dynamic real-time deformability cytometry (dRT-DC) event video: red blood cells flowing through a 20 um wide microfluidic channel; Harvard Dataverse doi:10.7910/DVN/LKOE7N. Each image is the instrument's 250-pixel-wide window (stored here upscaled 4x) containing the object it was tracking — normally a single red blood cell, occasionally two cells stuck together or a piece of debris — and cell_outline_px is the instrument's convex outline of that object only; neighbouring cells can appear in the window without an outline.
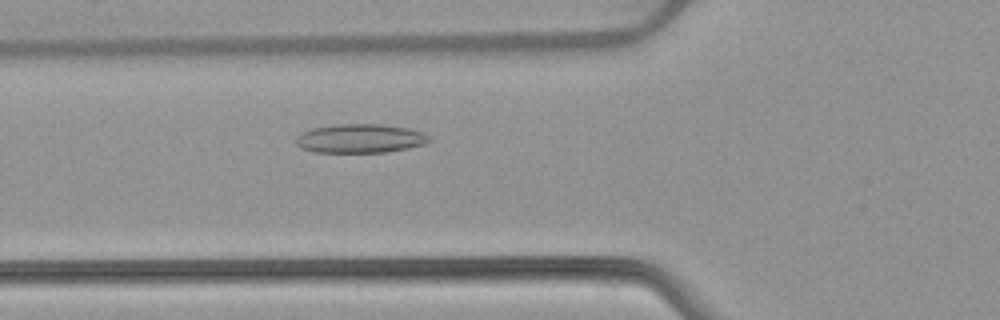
{"species": "common noctule bat (a hibernating species)", "species_latin": "Nyctalus noctula", "temperature_condition": "warm", "stored_images_in_passage": 51, "camera_frame_rate_fps": 3000, "um_per_image_px": 0.085, "animal": {"sex": "female", "body_mass_g": 22.7, "forearm_length_mm": 54.2}, "frame": {"image": 1, "passage_image": 17, "time_ms": 5.333, "image_size_px": [1000, 320], "cell_outline_px": [[432, 140], [424, 144], [408, 148], [384, 152], [312, 152], [300, 148], [296, 144], [296, 136], [312, 128], [336, 124], [380, 124], [408, 128], [424, 132]], "centroid_in_image_um": [30.61, 11.77], "position_along_channel_um": 95.2, "area_um2": 22.48}}
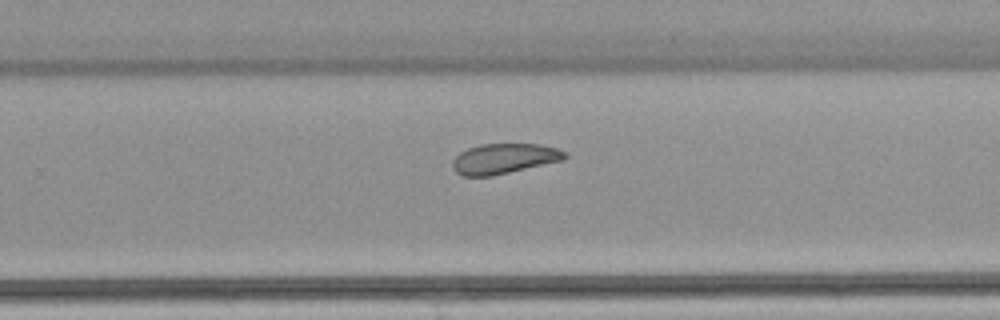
{"frame": {"image": 2, "passage_image": 32, "time_ms": 10.333, "image_size_px": [1000, 320], "cell_outline_px": [[568, 156], [564, 160], [492, 176], [464, 176], [456, 172], [452, 168], [452, 160], [460, 152], [468, 148], [480, 144], [540, 144], [556, 148], [568, 152]], "centroid_in_image_um": [42.86, 13.48], "position_along_channel_um": 286.9, "area_um2": 19.88}}
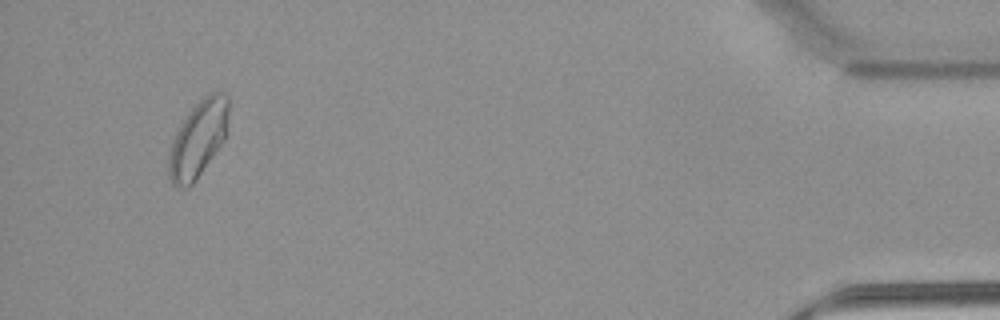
{"frame": {"image": 3, "passage_image": 48, "time_ms": 15.667, "image_size_px": [1000, 320], "cell_outline_px": [[228, 112], [224, 140], [196, 180], [188, 188], [176, 188], [172, 184], [168, 176], [168, 152], [172, 140], [180, 124], [188, 112], [208, 92], [224, 92], [228, 96]], "centroid_in_image_um": [16.8, 11.83], "position_along_channel_um": 418.4, "area_um2": 26.76}, "authors_computed_cell_mechanics": {"area_um2": 22.7154, "velocity_mm_per_s": 3.8407, "shape_relaxation_time_tau1_ms": null, "shape_relaxation_time_tau2_ms": 3.2534, "deformation_change_tau1": null, "deformation_change_tau2": 0.0712}}